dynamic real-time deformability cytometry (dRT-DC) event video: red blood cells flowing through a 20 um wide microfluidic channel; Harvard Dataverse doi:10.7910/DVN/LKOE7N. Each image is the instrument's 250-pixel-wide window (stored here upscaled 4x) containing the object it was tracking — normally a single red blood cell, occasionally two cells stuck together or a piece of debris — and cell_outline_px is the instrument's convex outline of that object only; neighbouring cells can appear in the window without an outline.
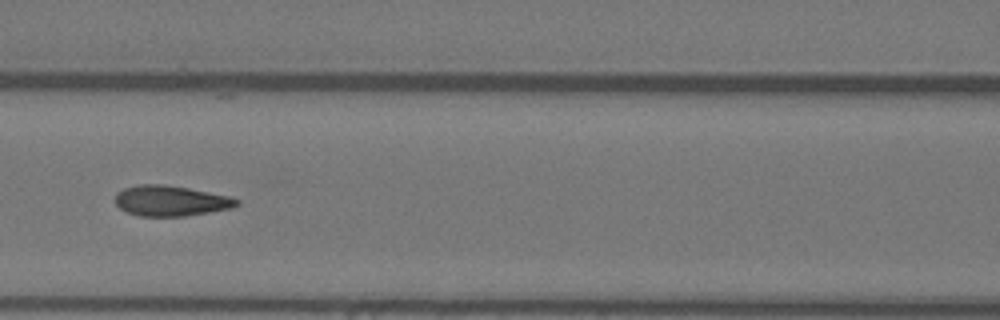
{"species": "Egyptian fruit bat (a non-hibernating species)", "species_latin": "Rousettus aegyptiacus", "temperature_condition": "warm", "stored_images_in_passage": 9, "camera_frame_rate_fps": 3000, "um_per_image_px": 0.085, "animal": {"sex": "female"}, "frame": {"image": 1, "passage_image": 6, "time_ms": 1.667, "image_size_px": [1000, 320], "cell_outline_px": [[240, 204], [232, 208], [184, 216], [140, 216], [128, 212], [120, 208], [116, 204], [116, 192], [124, 188], [140, 184], [164, 184], [188, 188], [232, 196], [240, 200]], "centroid_in_image_um": [14.54, 17.06], "position_along_channel_um": 152.1, "area_um2": 21.62}}
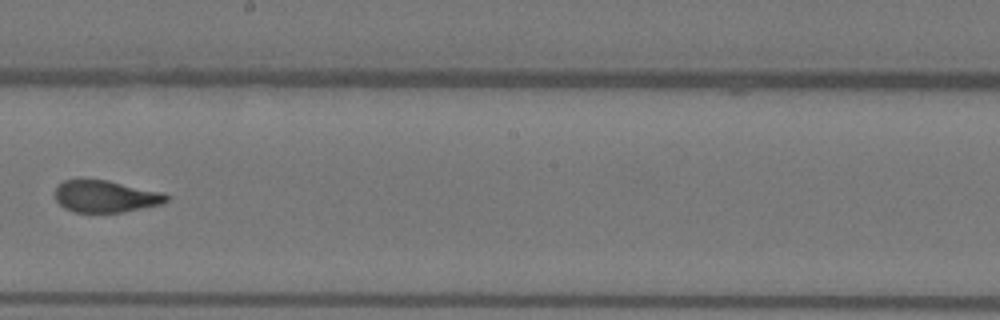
{"frame": {"image": 2, "passage_image": 8, "time_ms": 2.333, "image_size_px": [1000, 320], "cell_outline_px": [[168, 200], [164, 204], [120, 212], [72, 212], [64, 208], [56, 200], [56, 188], [64, 180], [84, 176], [108, 180], [164, 192], [168, 196]], "centroid_in_image_um": [8.96, 16.65], "position_along_channel_um": 239.2, "area_um2": 21.33}}
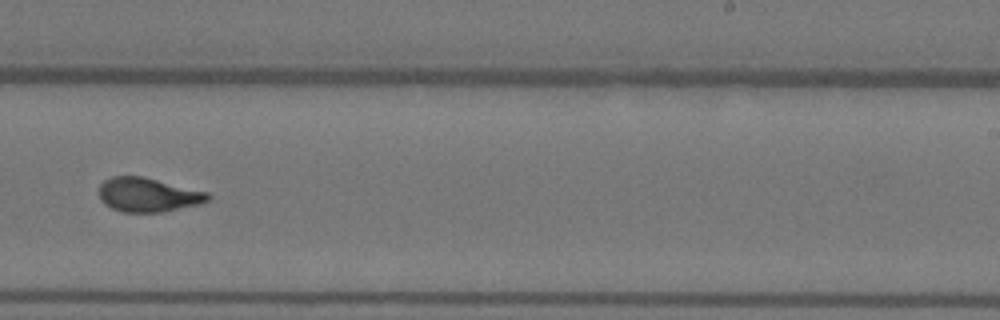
{"frame": {"image": 3, "passage_image": 9, "time_ms": 2.667, "image_size_px": [1000, 320], "cell_outline_px": [[212, 196], [208, 200], [200, 204], [160, 212], [120, 212], [104, 204], [100, 200], [100, 184], [104, 180], [112, 176], [144, 176], [208, 192]], "centroid_in_image_um": [12.58, 16.55], "position_along_channel_um": 276.4, "area_um2": 21.73}}